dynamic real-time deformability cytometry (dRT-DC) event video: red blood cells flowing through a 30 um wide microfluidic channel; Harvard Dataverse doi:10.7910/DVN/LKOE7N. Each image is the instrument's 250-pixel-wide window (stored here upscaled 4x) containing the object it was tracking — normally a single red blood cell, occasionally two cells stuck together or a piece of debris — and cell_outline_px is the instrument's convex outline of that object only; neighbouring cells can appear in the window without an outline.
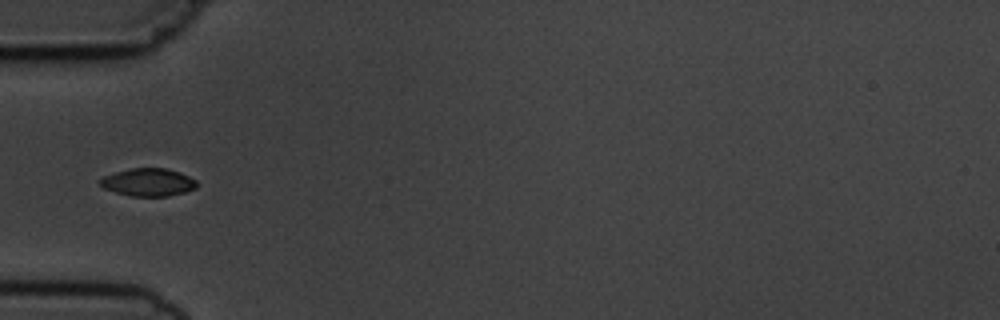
{"species": "common noctule bat (a hibernating species)", "species_latin": "Nyctalus noctula", "temperature_condition": "cold", "stored_images_in_passage": 9, "camera_frame_rate_fps": 3000, "um_per_image_px": 0.085, "animal": {"sex": "male", "body_mass_g": 19.5, "forearm_length_mm": 54.6}, "frame": {"image": 1, "passage_image": 6, "time_ms": 6.0, "image_size_px": [1000, 320], "cell_outline_px": [[196, 188], [184, 192], [168, 196], [132, 196], [116, 192], [104, 188], [100, 184], [100, 180], [104, 176], [116, 172], [132, 168], [164, 168], [188, 176], [196, 180]], "centroid_in_image_um": [12.59, 15.49], "position_along_channel_um": 72.4, "area_um2": 15.32}}
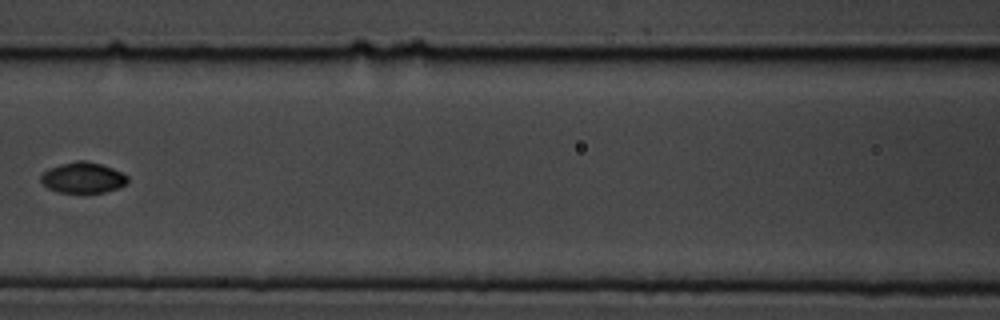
{"frame": {"image": 2, "passage_image": 8, "time_ms": 8.333, "image_size_px": [1000, 320], "cell_outline_px": [[128, 184], [104, 192], [60, 192], [48, 188], [40, 180], [40, 176], [48, 168], [60, 164], [76, 160], [84, 160], [100, 164], [112, 168], [128, 176]], "centroid_in_image_um": [7.04, 15.09], "position_along_channel_um": 159.6, "area_um2": 15.43}}
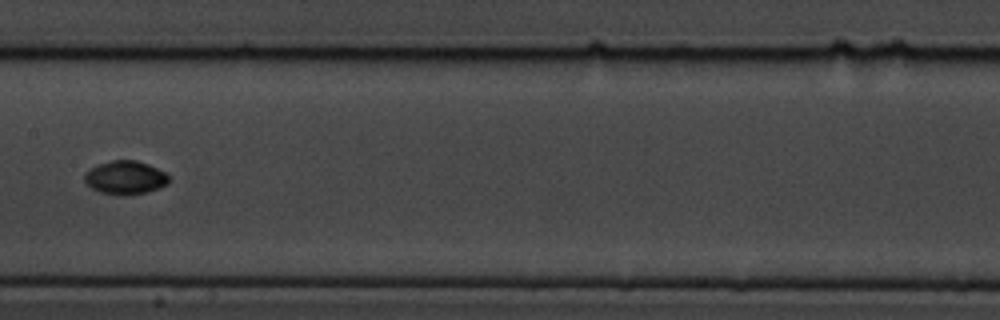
{"frame": {"image": 3, "passage_image": 9, "time_ms": 9.333, "image_size_px": [1000, 320], "cell_outline_px": [[168, 184], [160, 188], [148, 192], [124, 196], [120, 196], [100, 192], [92, 188], [84, 180], [84, 172], [100, 164], [112, 160], [136, 160], [148, 164], [164, 172], [168, 176]], "centroid_in_image_um": [10.65, 15.11], "position_along_channel_um": 196.7, "area_um2": 16.47}}